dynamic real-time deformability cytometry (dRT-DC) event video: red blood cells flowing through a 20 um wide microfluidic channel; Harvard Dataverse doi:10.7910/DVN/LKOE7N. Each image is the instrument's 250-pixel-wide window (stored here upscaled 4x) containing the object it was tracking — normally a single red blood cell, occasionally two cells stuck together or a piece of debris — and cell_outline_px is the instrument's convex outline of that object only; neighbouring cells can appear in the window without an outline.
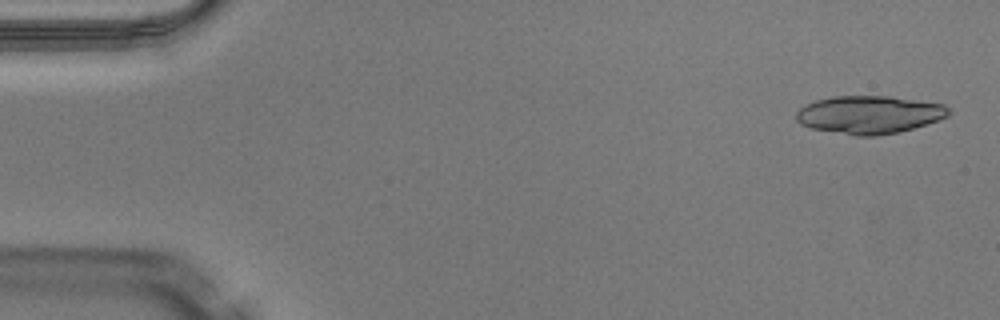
{"species": "Egyptian fruit bat (a non-hibernating species)", "species_latin": "Rousettus aegyptiacus", "temperature_condition": "warm", "stored_images_in_passage": 48, "segment_of_instrument_passage": [1, 2], "camera_frame_rate_fps": 3000, "um_per_image_px": 0.085, "animal": {"sex": "male"}, "frame": {"image": 1, "passage_image": 2, "time_ms": 0.333, "image_size_px": [1000, 320], "cell_outline_px": [[952, 112], [948, 116], [900, 132], [876, 136], [856, 136], [808, 128], [800, 124], [796, 120], [796, 112], [804, 104], [816, 100], [832, 96], [892, 96], [944, 104]], "centroid_in_image_um": [73.85, 9.74], "position_along_channel_um": 11.2, "area_um2": 33.93}}